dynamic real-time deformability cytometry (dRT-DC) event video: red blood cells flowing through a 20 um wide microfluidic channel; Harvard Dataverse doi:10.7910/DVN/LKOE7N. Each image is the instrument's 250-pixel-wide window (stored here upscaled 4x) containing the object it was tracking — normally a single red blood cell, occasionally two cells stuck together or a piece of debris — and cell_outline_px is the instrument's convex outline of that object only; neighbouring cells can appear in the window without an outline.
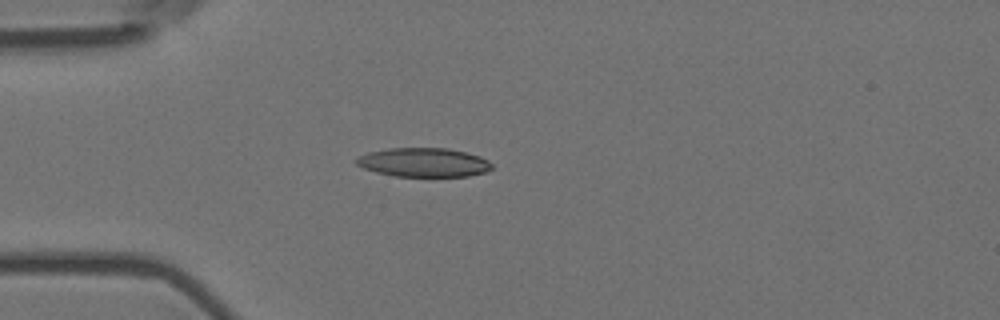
{"species": "Egyptian fruit bat (a non-hibernating species)", "species_latin": "Rousettus aegyptiacus", "temperature_condition": "room temperature", "stored_images_in_passage": 5, "camera_frame_rate_fps": 3000, "um_per_image_px": 0.085, "animal": {"sex": "female"}, "frame": {"image": 1, "passage_image": 5, "time_ms": 1.333, "image_size_px": [1000, 320], "cell_outline_px": [[492, 168], [484, 172], [468, 176], [392, 176], [376, 172], [364, 168], [356, 164], [356, 156], [368, 152], [388, 148], [448, 148], [480, 156], [488, 160], [492, 164]], "centroid_in_image_um": [35.98, 13.8], "position_along_channel_um": 49.0, "area_um2": 22.89}}